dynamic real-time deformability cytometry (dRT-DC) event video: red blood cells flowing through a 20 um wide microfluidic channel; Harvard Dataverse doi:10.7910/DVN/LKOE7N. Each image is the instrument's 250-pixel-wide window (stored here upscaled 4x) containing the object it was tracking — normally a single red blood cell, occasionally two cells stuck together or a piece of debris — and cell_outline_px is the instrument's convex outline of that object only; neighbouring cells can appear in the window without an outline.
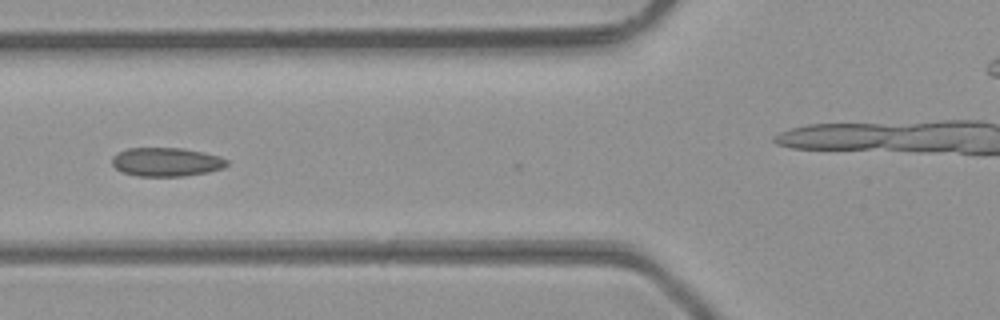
{"species": "common noctule bat (a hibernating species)", "species_latin": "Nyctalus noctula", "temperature_condition": "room temperature", "stored_images_in_passage": 26, "camera_frame_rate_fps": 3000, "um_per_image_px": 0.085, "animal": {"sex": "male", "body_mass_g": 23.1, "forearm_length_mm": 52.7}, "frame": {"image": 1, "passage_image": 3, "time_ms": 0.667, "image_size_px": [1000, 320], "cell_outline_px": [[228, 164], [224, 168], [208, 172], [184, 176], [136, 176], [124, 172], [116, 168], [112, 164], [112, 156], [128, 148], [184, 148], [216, 156], [228, 160]], "centroid_in_image_um": [14.13, 13.77], "position_along_channel_um": 111.7, "area_um2": 19.07}}
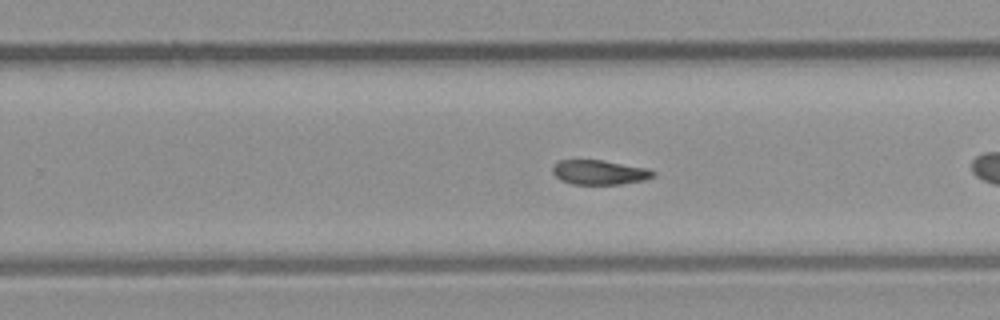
{"frame": {"image": 2, "passage_image": 12, "time_ms": 3.667, "image_size_px": [1000, 320], "cell_outline_px": [[656, 176], [644, 180], [620, 184], [572, 184], [560, 180], [552, 172], [552, 168], [560, 160], [600, 160], [648, 168], [656, 172]], "centroid_in_image_um": [50.98, 14.65], "position_along_channel_um": 278.8, "area_um2": 14.33}}